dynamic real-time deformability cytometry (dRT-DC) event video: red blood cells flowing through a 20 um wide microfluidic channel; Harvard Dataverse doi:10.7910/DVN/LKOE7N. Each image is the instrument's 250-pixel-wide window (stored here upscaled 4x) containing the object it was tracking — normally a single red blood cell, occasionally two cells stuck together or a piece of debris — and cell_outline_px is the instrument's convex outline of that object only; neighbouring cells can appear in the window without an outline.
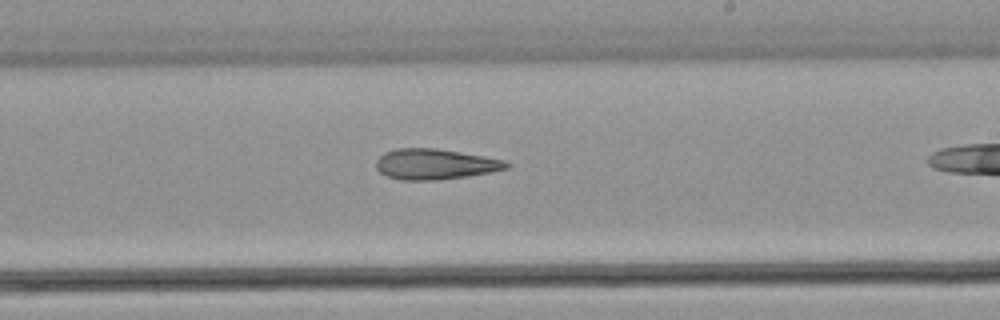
{"species": "common noctule bat (a hibernating species)", "species_latin": "Nyctalus noctula", "temperature_condition": "warm", "stored_images_in_passage": 25, "camera_frame_rate_fps": 3000, "um_per_image_px": 0.085, "animal": {"sex": "male", "body_mass_g": 21.5, "forearm_length_mm": 52.0}, "frame": {"image": 1, "passage_image": 18, "time_ms": 5.667, "image_size_px": [1000, 320], "cell_outline_px": [[512, 164], [508, 168], [468, 176], [440, 180], [400, 180], [388, 176], [380, 172], [376, 168], [376, 160], [384, 152], [396, 148], [436, 148], [484, 156], [504, 160]], "centroid_in_image_um": [36.96, 13.95], "position_along_channel_um": 252.0, "area_um2": 23.24}}
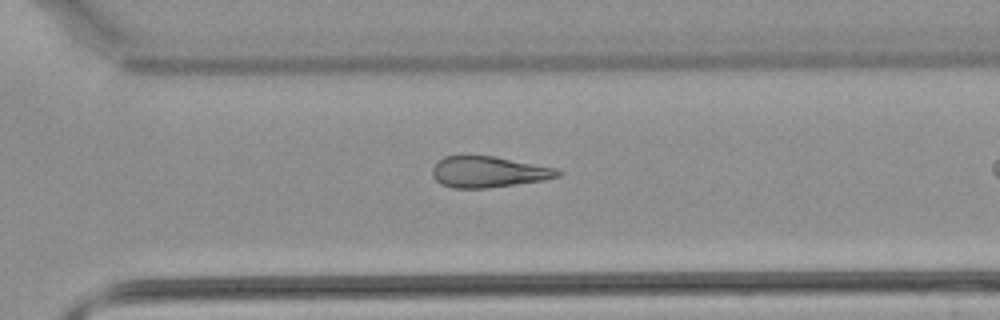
{"frame": {"image": 2, "passage_image": 22, "time_ms": 7.0, "image_size_px": [1000, 320], "cell_outline_px": [[564, 172], [560, 176], [544, 180], [488, 188], [452, 188], [440, 184], [432, 176], [432, 168], [444, 156], [464, 152], [492, 156], [556, 168]], "centroid_in_image_um": [41.47, 14.58], "position_along_channel_um": 329.1, "area_um2": 23.29}}